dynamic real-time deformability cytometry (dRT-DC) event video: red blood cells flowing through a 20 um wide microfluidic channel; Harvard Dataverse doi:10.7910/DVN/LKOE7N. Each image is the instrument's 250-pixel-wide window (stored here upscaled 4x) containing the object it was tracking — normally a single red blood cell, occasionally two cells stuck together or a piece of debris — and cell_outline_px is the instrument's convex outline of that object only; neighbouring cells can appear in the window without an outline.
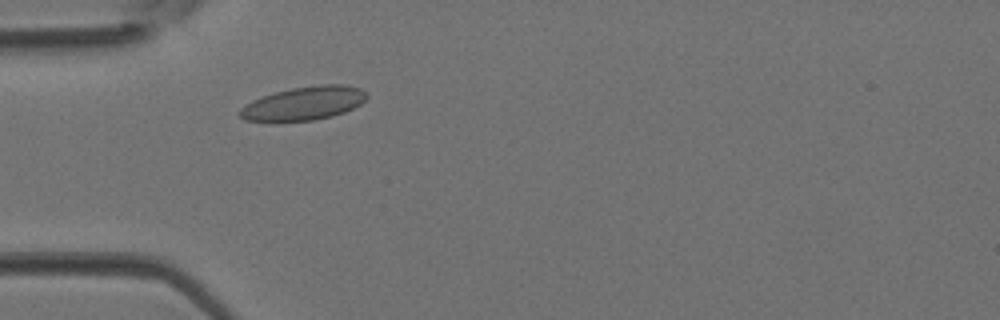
{"species": "Egyptian fruit bat (a non-hibernating species)", "species_latin": "Rousettus aegyptiacus", "temperature_condition": "room temperature", "stored_images_in_passage": 2, "camera_frame_rate_fps": 3000, "um_per_image_px": 0.085, "animal": {"sex": "female"}, "frame": {"image": 1, "passage_image": 2, "time_ms": 0.333, "image_size_px": [1000, 320], "cell_outline_px": [[368, 96], [360, 104], [344, 112], [332, 116], [312, 120], [276, 124], [244, 120], [236, 112], [240, 108], [252, 100], [276, 92], [292, 88], [324, 84], [344, 84], [360, 88], [368, 92]], "centroid_in_image_um": [25.77, 8.83], "position_along_channel_um": 59.2, "area_um2": 25.43}}